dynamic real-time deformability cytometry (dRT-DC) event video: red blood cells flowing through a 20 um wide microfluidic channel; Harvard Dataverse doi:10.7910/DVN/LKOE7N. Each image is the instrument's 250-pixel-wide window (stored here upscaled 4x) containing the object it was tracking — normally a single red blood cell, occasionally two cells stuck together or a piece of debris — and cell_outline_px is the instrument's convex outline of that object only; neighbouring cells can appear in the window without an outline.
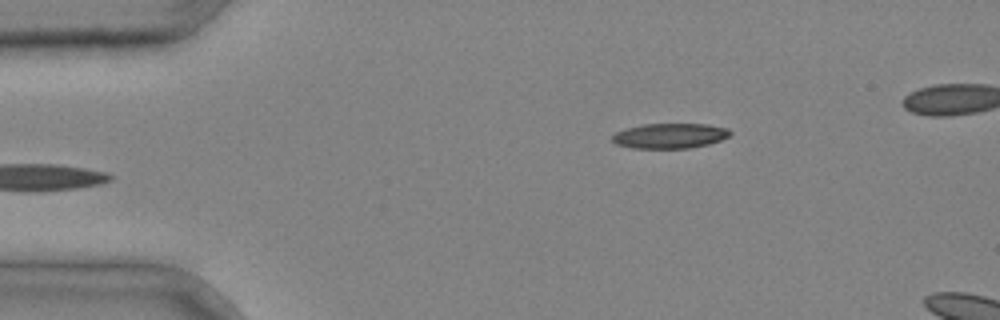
{"species": "common noctule bat (a hibernating species)", "species_latin": "Nyctalus noctula", "temperature_condition": "cold", "stored_images_in_passage": 3, "camera_frame_rate_fps": 3000, "um_per_image_px": 0.085, "animal": {"sex": "male", "body_mass_g": 20.4}, "frame": {"image": 1, "passage_image": 3, "time_ms": 0.667, "image_size_px": [1000, 320], "cell_outline_px": [[732, 132], [728, 136], [720, 140], [708, 144], [688, 148], [632, 148], [616, 144], [612, 140], [612, 136], [616, 132], [640, 124], [708, 124], [728, 128]], "centroid_in_image_um": [56.94, 11.54], "position_along_channel_um": 28.1, "area_um2": 17.17}}